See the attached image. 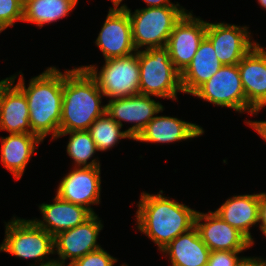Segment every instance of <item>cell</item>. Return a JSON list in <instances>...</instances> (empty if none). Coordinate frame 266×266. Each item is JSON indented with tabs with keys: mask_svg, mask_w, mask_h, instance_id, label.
I'll use <instances>...</instances> for the list:
<instances>
[{
	"mask_svg": "<svg viewBox=\"0 0 266 266\" xmlns=\"http://www.w3.org/2000/svg\"><path fill=\"white\" fill-rule=\"evenodd\" d=\"M197 211L160 193H142L136 212L137 228L161 251L172 240L195 226Z\"/></svg>",
	"mask_w": 266,
	"mask_h": 266,
	"instance_id": "1",
	"label": "cell"
},
{
	"mask_svg": "<svg viewBox=\"0 0 266 266\" xmlns=\"http://www.w3.org/2000/svg\"><path fill=\"white\" fill-rule=\"evenodd\" d=\"M22 75L16 85L27 97L32 134L37 135L42 141L50 133L52 138L57 139L62 116V72L56 67H49L42 74L32 78L27 88Z\"/></svg>",
	"mask_w": 266,
	"mask_h": 266,
	"instance_id": "2",
	"label": "cell"
},
{
	"mask_svg": "<svg viewBox=\"0 0 266 266\" xmlns=\"http://www.w3.org/2000/svg\"><path fill=\"white\" fill-rule=\"evenodd\" d=\"M101 93L95 79L83 68L63 74L62 116L59 132L88 130L105 113Z\"/></svg>",
	"mask_w": 266,
	"mask_h": 266,
	"instance_id": "3",
	"label": "cell"
},
{
	"mask_svg": "<svg viewBox=\"0 0 266 266\" xmlns=\"http://www.w3.org/2000/svg\"><path fill=\"white\" fill-rule=\"evenodd\" d=\"M179 6L147 7L136 9L132 14L126 5L119 9H126L131 21L132 39L136 51L140 47H164L174 25L182 18L187 10Z\"/></svg>",
	"mask_w": 266,
	"mask_h": 266,
	"instance_id": "4",
	"label": "cell"
},
{
	"mask_svg": "<svg viewBox=\"0 0 266 266\" xmlns=\"http://www.w3.org/2000/svg\"><path fill=\"white\" fill-rule=\"evenodd\" d=\"M140 94L177 100L181 91L180 73L166 46L139 50Z\"/></svg>",
	"mask_w": 266,
	"mask_h": 266,
	"instance_id": "5",
	"label": "cell"
},
{
	"mask_svg": "<svg viewBox=\"0 0 266 266\" xmlns=\"http://www.w3.org/2000/svg\"><path fill=\"white\" fill-rule=\"evenodd\" d=\"M5 235L0 251L22 259L42 261L40 266L55 264L54 259L44 262V257L48 259L47 255L54 254V237L33 220L14 217L11 222L6 223Z\"/></svg>",
	"mask_w": 266,
	"mask_h": 266,
	"instance_id": "6",
	"label": "cell"
},
{
	"mask_svg": "<svg viewBox=\"0 0 266 266\" xmlns=\"http://www.w3.org/2000/svg\"><path fill=\"white\" fill-rule=\"evenodd\" d=\"M80 68L90 73L106 97L115 99L140 93L139 50L124 57L106 59L99 74L94 65Z\"/></svg>",
	"mask_w": 266,
	"mask_h": 266,
	"instance_id": "7",
	"label": "cell"
},
{
	"mask_svg": "<svg viewBox=\"0 0 266 266\" xmlns=\"http://www.w3.org/2000/svg\"><path fill=\"white\" fill-rule=\"evenodd\" d=\"M192 95L217 106L246 111V96L237 65H223Z\"/></svg>",
	"mask_w": 266,
	"mask_h": 266,
	"instance_id": "8",
	"label": "cell"
},
{
	"mask_svg": "<svg viewBox=\"0 0 266 266\" xmlns=\"http://www.w3.org/2000/svg\"><path fill=\"white\" fill-rule=\"evenodd\" d=\"M207 22L185 13L174 25L167 42L170 59L181 74L190 64L200 43L206 37Z\"/></svg>",
	"mask_w": 266,
	"mask_h": 266,
	"instance_id": "9",
	"label": "cell"
},
{
	"mask_svg": "<svg viewBox=\"0 0 266 266\" xmlns=\"http://www.w3.org/2000/svg\"><path fill=\"white\" fill-rule=\"evenodd\" d=\"M98 219L96 214H92L82 224L54 236V248H56L54 253L57 252L59 255V260H55L56 264L65 266V260L69 258L71 259V262L67 265L69 266L89 252L101 248L96 243L99 232L103 227L101 220Z\"/></svg>",
	"mask_w": 266,
	"mask_h": 266,
	"instance_id": "10",
	"label": "cell"
},
{
	"mask_svg": "<svg viewBox=\"0 0 266 266\" xmlns=\"http://www.w3.org/2000/svg\"><path fill=\"white\" fill-rule=\"evenodd\" d=\"M105 106V112L120 126H123L121 121L134 123L132 127L125 130L133 140L155 117L154 115L163 111V106L159 102L140 93L129 97L110 99Z\"/></svg>",
	"mask_w": 266,
	"mask_h": 266,
	"instance_id": "11",
	"label": "cell"
},
{
	"mask_svg": "<svg viewBox=\"0 0 266 266\" xmlns=\"http://www.w3.org/2000/svg\"><path fill=\"white\" fill-rule=\"evenodd\" d=\"M246 96V111L257 114L266 106V51L258 43L238 63Z\"/></svg>",
	"mask_w": 266,
	"mask_h": 266,
	"instance_id": "12",
	"label": "cell"
},
{
	"mask_svg": "<svg viewBox=\"0 0 266 266\" xmlns=\"http://www.w3.org/2000/svg\"><path fill=\"white\" fill-rule=\"evenodd\" d=\"M247 29L234 24L207 22L206 38L212 43L223 65H237L257 44L250 42Z\"/></svg>",
	"mask_w": 266,
	"mask_h": 266,
	"instance_id": "13",
	"label": "cell"
},
{
	"mask_svg": "<svg viewBox=\"0 0 266 266\" xmlns=\"http://www.w3.org/2000/svg\"><path fill=\"white\" fill-rule=\"evenodd\" d=\"M100 185V166H76L61 180L56 194L62 200L83 206L95 214L89 205L100 203Z\"/></svg>",
	"mask_w": 266,
	"mask_h": 266,
	"instance_id": "14",
	"label": "cell"
},
{
	"mask_svg": "<svg viewBox=\"0 0 266 266\" xmlns=\"http://www.w3.org/2000/svg\"><path fill=\"white\" fill-rule=\"evenodd\" d=\"M96 45L105 60L130 55L136 52L132 39L131 21L126 9L110 8Z\"/></svg>",
	"mask_w": 266,
	"mask_h": 266,
	"instance_id": "15",
	"label": "cell"
},
{
	"mask_svg": "<svg viewBox=\"0 0 266 266\" xmlns=\"http://www.w3.org/2000/svg\"><path fill=\"white\" fill-rule=\"evenodd\" d=\"M204 223H200L201 221ZM195 227L210 251L246 250L253 243L239 230L225 222L217 213L197 212Z\"/></svg>",
	"mask_w": 266,
	"mask_h": 266,
	"instance_id": "16",
	"label": "cell"
},
{
	"mask_svg": "<svg viewBox=\"0 0 266 266\" xmlns=\"http://www.w3.org/2000/svg\"><path fill=\"white\" fill-rule=\"evenodd\" d=\"M16 76L2 88L0 95V130L12 133H32L29 108L24 92L14 85Z\"/></svg>",
	"mask_w": 266,
	"mask_h": 266,
	"instance_id": "17",
	"label": "cell"
},
{
	"mask_svg": "<svg viewBox=\"0 0 266 266\" xmlns=\"http://www.w3.org/2000/svg\"><path fill=\"white\" fill-rule=\"evenodd\" d=\"M54 201L53 204L43 203L39 206L43 221L33 220L53 237L82 224L92 215L87 208L62 200L57 195L54 197Z\"/></svg>",
	"mask_w": 266,
	"mask_h": 266,
	"instance_id": "18",
	"label": "cell"
},
{
	"mask_svg": "<svg viewBox=\"0 0 266 266\" xmlns=\"http://www.w3.org/2000/svg\"><path fill=\"white\" fill-rule=\"evenodd\" d=\"M204 130L199 125L170 116H155L135 139L150 143H172L201 136Z\"/></svg>",
	"mask_w": 266,
	"mask_h": 266,
	"instance_id": "19",
	"label": "cell"
},
{
	"mask_svg": "<svg viewBox=\"0 0 266 266\" xmlns=\"http://www.w3.org/2000/svg\"><path fill=\"white\" fill-rule=\"evenodd\" d=\"M222 66L223 64L219 61L212 43L205 37L190 64L180 74L182 92L193 94Z\"/></svg>",
	"mask_w": 266,
	"mask_h": 266,
	"instance_id": "20",
	"label": "cell"
},
{
	"mask_svg": "<svg viewBox=\"0 0 266 266\" xmlns=\"http://www.w3.org/2000/svg\"><path fill=\"white\" fill-rule=\"evenodd\" d=\"M259 205L260 194L238 195L227 199L214 212L254 243L249 229L259 222Z\"/></svg>",
	"mask_w": 266,
	"mask_h": 266,
	"instance_id": "21",
	"label": "cell"
},
{
	"mask_svg": "<svg viewBox=\"0 0 266 266\" xmlns=\"http://www.w3.org/2000/svg\"><path fill=\"white\" fill-rule=\"evenodd\" d=\"M161 251L169 254L172 266H207L211 252L195 226L177 236Z\"/></svg>",
	"mask_w": 266,
	"mask_h": 266,
	"instance_id": "22",
	"label": "cell"
},
{
	"mask_svg": "<svg viewBox=\"0 0 266 266\" xmlns=\"http://www.w3.org/2000/svg\"><path fill=\"white\" fill-rule=\"evenodd\" d=\"M1 139V162L15 179H20L35 147L42 140L32 133H12Z\"/></svg>",
	"mask_w": 266,
	"mask_h": 266,
	"instance_id": "23",
	"label": "cell"
},
{
	"mask_svg": "<svg viewBox=\"0 0 266 266\" xmlns=\"http://www.w3.org/2000/svg\"><path fill=\"white\" fill-rule=\"evenodd\" d=\"M77 3L78 0H24L23 21L42 27L65 17Z\"/></svg>",
	"mask_w": 266,
	"mask_h": 266,
	"instance_id": "24",
	"label": "cell"
},
{
	"mask_svg": "<svg viewBox=\"0 0 266 266\" xmlns=\"http://www.w3.org/2000/svg\"><path fill=\"white\" fill-rule=\"evenodd\" d=\"M70 134L67 145V154L74 160L75 167H96L100 166L98 159L87 161L98 151L94 140L88 130L59 132L57 138Z\"/></svg>",
	"mask_w": 266,
	"mask_h": 266,
	"instance_id": "25",
	"label": "cell"
},
{
	"mask_svg": "<svg viewBox=\"0 0 266 266\" xmlns=\"http://www.w3.org/2000/svg\"><path fill=\"white\" fill-rule=\"evenodd\" d=\"M121 128L122 126L105 112L90 125L88 131L98 151H105L112 148L119 139H132L126 131H121Z\"/></svg>",
	"mask_w": 266,
	"mask_h": 266,
	"instance_id": "26",
	"label": "cell"
},
{
	"mask_svg": "<svg viewBox=\"0 0 266 266\" xmlns=\"http://www.w3.org/2000/svg\"><path fill=\"white\" fill-rule=\"evenodd\" d=\"M24 0H0V32L23 21Z\"/></svg>",
	"mask_w": 266,
	"mask_h": 266,
	"instance_id": "27",
	"label": "cell"
},
{
	"mask_svg": "<svg viewBox=\"0 0 266 266\" xmlns=\"http://www.w3.org/2000/svg\"><path fill=\"white\" fill-rule=\"evenodd\" d=\"M117 259L102 249L89 252L82 258L75 260L69 266H113Z\"/></svg>",
	"mask_w": 266,
	"mask_h": 266,
	"instance_id": "28",
	"label": "cell"
},
{
	"mask_svg": "<svg viewBox=\"0 0 266 266\" xmlns=\"http://www.w3.org/2000/svg\"><path fill=\"white\" fill-rule=\"evenodd\" d=\"M243 250L211 251L207 266H237L243 257L237 255Z\"/></svg>",
	"mask_w": 266,
	"mask_h": 266,
	"instance_id": "29",
	"label": "cell"
},
{
	"mask_svg": "<svg viewBox=\"0 0 266 266\" xmlns=\"http://www.w3.org/2000/svg\"><path fill=\"white\" fill-rule=\"evenodd\" d=\"M259 222L260 230L263 232L266 229V193H260V205H259Z\"/></svg>",
	"mask_w": 266,
	"mask_h": 266,
	"instance_id": "30",
	"label": "cell"
},
{
	"mask_svg": "<svg viewBox=\"0 0 266 266\" xmlns=\"http://www.w3.org/2000/svg\"><path fill=\"white\" fill-rule=\"evenodd\" d=\"M237 266H266V260L261 258L243 257Z\"/></svg>",
	"mask_w": 266,
	"mask_h": 266,
	"instance_id": "31",
	"label": "cell"
},
{
	"mask_svg": "<svg viewBox=\"0 0 266 266\" xmlns=\"http://www.w3.org/2000/svg\"><path fill=\"white\" fill-rule=\"evenodd\" d=\"M248 125L253 127L255 131L266 141V121H248Z\"/></svg>",
	"mask_w": 266,
	"mask_h": 266,
	"instance_id": "32",
	"label": "cell"
},
{
	"mask_svg": "<svg viewBox=\"0 0 266 266\" xmlns=\"http://www.w3.org/2000/svg\"><path fill=\"white\" fill-rule=\"evenodd\" d=\"M147 7H165V6H180L179 4L170 3V0H144Z\"/></svg>",
	"mask_w": 266,
	"mask_h": 266,
	"instance_id": "33",
	"label": "cell"
},
{
	"mask_svg": "<svg viewBox=\"0 0 266 266\" xmlns=\"http://www.w3.org/2000/svg\"><path fill=\"white\" fill-rule=\"evenodd\" d=\"M11 80V77H7L6 79H3L0 81V95L2 92V88Z\"/></svg>",
	"mask_w": 266,
	"mask_h": 266,
	"instance_id": "34",
	"label": "cell"
},
{
	"mask_svg": "<svg viewBox=\"0 0 266 266\" xmlns=\"http://www.w3.org/2000/svg\"><path fill=\"white\" fill-rule=\"evenodd\" d=\"M113 2V5L115 7V9H119V5L122 2V0H111Z\"/></svg>",
	"mask_w": 266,
	"mask_h": 266,
	"instance_id": "35",
	"label": "cell"
},
{
	"mask_svg": "<svg viewBox=\"0 0 266 266\" xmlns=\"http://www.w3.org/2000/svg\"><path fill=\"white\" fill-rule=\"evenodd\" d=\"M258 3L266 9V0H258Z\"/></svg>",
	"mask_w": 266,
	"mask_h": 266,
	"instance_id": "36",
	"label": "cell"
},
{
	"mask_svg": "<svg viewBox=\"0 0 266 266\" xmlns=\"http://www.w3.org/2000/svg\"><path fill=\"white\" fill-rule=\"evenodd\" d=\"M49 266H61V265H59V264H52V265H49Z\"/></svg>",
	"mask_w": 266,
	"mask_h": 266,
	"instance_id": "37",
	"label": "cell"
},
{
	"mask_svg": "<svg viewBox=\"0 0 266 266\" xmlns=\"http://www.w3.org/2000/svg\"><path fill=\"white\" fill-rule=\"evenodd\" d=\"M262 233L266 236V229Z\"/></svg>",
	"mask_w": 266,
	"mask_h": 266,
	"instance_id": "38",
	"label": "cell"
}]
</instances>
